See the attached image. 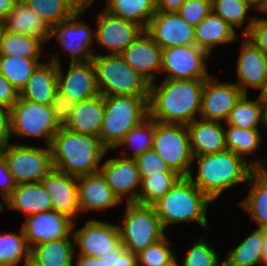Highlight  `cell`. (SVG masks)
Returning a JSON list of instances; mask_svg holds the SVG:
<instances>
[{"instance_id":"obj_14","label":"cell","mask_w":267,"mask_h":266,"mask_svg":"<svg viewBox=\"0 0 267 266\" xmlns=\"http://www.w3.org/2000/svg\"><path fill=\"white\" fill-rule=\"evenodd\" d=\"M194 30L177 12L156 11L145 31L164 50L194 45Z\"/></svg>"},{"instance_id":"obj_9","label":"cell","mask_w":267,"mask_h":266,"mask_svg":"<svg viewBox=\"0 0 267 266\" xmlns=\"http://www.w3.org/2000/svg\"><path fill=\"white\" fill-rule=\"evenodd\" d=\"M15 183H36L53 169L49 147L9 144L1 149Z\"/></svg>"},{"instance_id":"obj_22","label":"cell","mask_w":267,"mask_h":266,"mask_svg":"<svg viewBox=\"0 0 267 266\" xmlns=\"http://www.w3.org/2000/svg\"><path fill=\"white\" fill-rule=\"evenodd\" d=\"M124 60L150 83L162 67V48L144 31L121 54ZM159 70V71H158Z\"/></svg>"},{"instance_id":"obj_23","label":"cell","mask_w":267,"mask_h":266,"mask_svg":"<svg viewBox=\"0 0 267 266\" xmlns=\"http://www.w3.org/2000/svg\"><path fill=\"white\" fill-rule=\"evenodd\" d=\"M77 190L80 212L104 210L121 203L100 171L77 177Z\"/></svg>"},{"instance_id":"obj_8","label":"cell","mask_w":267,"mask_h":266,"mask_svg":"<svg viewBox=\"0 0 267 266\" xmlns=\"http://www.w3.org/2000/svg\"><path fill=\"white\" fill-rule=\"evenodd\" d=\"M153 149L180 177L189 175L193 154L186 125L154 121Z\"/></svg>"},{"instance_id":"obj_63","label":"cell","mask_w":267,"mask_h":266,"mask_svg":"<svg viewBox=\"0 0 267 266\" xmlns=\"http://www.w3.org/2000/svg\"><path fill=\"white\" fill-rule=\"evenodd\" d=\"M265 128H267V106H266V109H265V115H264V122H263Z\"/></svg>"},{"instance_id":"obj_12","label":"cell","mask_w":267,"mask_h":266,"mask_svg":"<svg viewBox=\"0 0 267 266\" xmlns=\"http://www.w3.org/2000/svg\"><path fill=\"white\" fill-rule=\"evenodd\" d=\"M81 13L76 11L69 18L51 26L49 30L48 38L56 36L65 51L70 53L71 63L90 62L95 56L93 50L89 49L95 33L88 25L77 21Z\"/></svg>"},{"instance_id":"obj_29","label":"cell","mask_w":267,"mask_h":266,"mask_svg":"<svg viewBox=\"0 0 267 266\" xmlns=\"http://www.w3.org/2000/svg\"><path fill=\"white\" fill-rule=\"evenodd\" d=\"M195 44L209 55L215 45L235 40V30L219 15L211 11L194 30Z\"/></svg>"},{"instance_id":"obj_45","label":"cell","mask_w":267,"mask_h":266,"mask_svg":"<svg viewBox=\"0 0 267 266\" xmlns=\"http://www.w3.org/2000/svg\"><path fill=\"white\" fill-rule=\"evenodd\" d=\"M135 161L141 179L151 175H160V173H175L168 167L154 149L147 150L143 154L137 156Z\"/></svg>"},{"instance_id":"obj_35","label":"cell","mask_w":267,"mask_h":266,"mask_svg":"<svg viewBox=\"0 0 267 266\" xmlns=\"http://www.w3.org/2000/svg\"><path fill=\"white\" fill-rule=\"evenodd\" d=\"M266 104L261 95L256 100H249L243 94L229 112L226 124L244 129H258V124L264 122Z\"/></svg>"},{"instance_id":"obj_53","label":"cell","mask_w":267,"mask_h":266,"mask_svg":"<svg viewBox=\"0 0 267 266\" xmlns=\"http://www.w3.org/2000/svg\"><path fill=\"white\" fill-rule=\"evenodd\" d=\"M187 0H156V10L159 12H177Z\"/></svg>"},{"instance_id":"obj_30","label":"cell","mask_w":267,"mask_h":266,"mask_svg":"<svg viewBox=\"0 0 267 266\" xmlns=\"http://www.w3.org/2000/svg\"><path fill=\"white\" fill-rule=\"evenodd\" d=\"M265 229L257 228L236 248L229 251L224 266H254L263 264Z\"/></svg>"},{"instance_id":"obj_2","label":"cell","mask_w":267,"mask_h":266,"mask_svg":"<svg viewBox=\"0 0 267 266\" xmlns=\"http://www.w3.org/2000/svg\"><path fill=\"white\" fill-rule=\"evenodd\" d=\"M49 149L53 168L74 177L98 172L99 162L107 153L98 137L78 134L60 127Z\"/></svg>"},{"instance_id":"obj_42","label":"cell","mask_w":267,"mask_h":266,"mask_svg":"<svg viewBox=\"0 0 267 266\" xmlns=\"http://www.w3.org/2000/svg\"><path fill=\"white\" fill-rule=\"evenodd\" d=\"M154 140V120L149 116L143 120L140 124L131 129L115 148L117 149L120 145H135L132 158L135 159L137 156L143 154L145 151L153 149ZM137 146V147H136Z\"/></svg>"},{"instance_id":"obj_58","label":"cell","mask_w":267,"mask_h":266,"mask_svg":"<svg viewBox=\"0 0 267 266\" xmlns=\"http://www.w3.org/2000/svg\"><path fill=\"white\" fill-rule=\"evenodd\" d=\"M263 265L267 266V230L265 229L264 258Z\"/></svg>"},{"instance_id":"obj_28","label":"cell","mask_w":267,"mask_h":266,"mask_svg":"<svg viewBox=\"0 0 267 266\" xmlns=\"http://www.w3.org/2000/svg\"><path fill=\"white\" fill-rule=\"evenodd\" d=\"M2 28L8 32L38 37L44 42L49 40L50 27L21 0L8 13Z\"/></svg>"},{"instance_id":"obj_39","label":"cell","mask_w":267,"mask_h":266,"mask_svg":"<svg viewBox=\"0 0 267 266\" xmlns=\"http://www.w3.org/2000/svg\"><path fill=\"white\" fill-rule=\"evenodd\" d=\"M259 129H244L228 125L227 131L224 130L226 150L245 157L248 153H253L259 148L261 134Z\"/></svg>"},{"instance_id":"obj_62","label":"cell","mask_w":267,"mask_h":266,"mask_svg":"<svg viewBox=\"0 0 267 266\" xmlns=\"http://www.w3.org/2000/svg\"><path fill=\"white\" fill-rule=\"evenodd\" d=\"M262 99H263V102L266 104L267 106V86H266V89L260 94Z\"/></svg>"},{"instance_id":"obj_19","label":"cell","mask_w":267,"mask_h":266,"mask_svg":"<svg viewBox=\"0 0 267 266\" xmlns=\"http://www.w3.org/2000/svg\"><path fill=\"white\" fill-rule=\"evenodd\" d=\"M74 244L80 246L79 255L101 257L114 250L120 243L118 225L95 219L89 220L80 230L73 233Z\"/></svg>"},{"instance_id":"obj_41","label":"cell","mask_w":267,"mask_h":266,"mask_svg":"<svg viewBox=\"0 0 267 266\" xmlns=\"http://www.w3.org/2000/svg\"><path fill=\"white\" fill-rule=\"evenodd\" d=\"M49 27L69 18L76 11L65 0H21Z\"/></svg>"},{"instance_id":"obj_40","label":"cell","mask_w":267,"mask_h":266,"mask_svg":"<svg viewBox=\"0 0 267 266\" xmlns=\"http://www.w3.org/2000/svg\"><path fill=\"white\" fill-rule=\"evenodd\" d=\"M253 6L258 10L255 0H212V11L226 21L234 30L244 25L247 12Z\"/></svg>"},{"instance_id":"obj_7","label":"cell","mask_w":267,"mask_h":266,"mask_svg":"<svg viewBox=\"0 0 267 266\" xmlns=\"http://www.w3.org/2000/svg\"><path fill=\"white\" fill-rule=\"evenodd\" d=\"M120 225L123 226H118L121 244L135 255L166 236L154 207L150 205L127 203Z\"/></svg>"},{"instance_id":"obj_57","label":"cell","mask_w":267,"mask_h":266,"mask_svg":"<svg viewBox=\"0 0 267 266\" xmlns=\"http://www.w3.org/2000/svg\"><path fill=\"white\" fill-rule=\"evenodd\" d=\"M250 164L255 169L259 170L267 178V158L265 159V163L257 161V162H253V163H250Z\"/></svg>"},{"instance_id":"obj_60","label":"cell","mask_w":267,"mask_h":266,"mask_svg":"<svg viewBox=\"0 0 267 266\" xmlns=\"http://www.w3.org/2000/svg\"><path fill=\"white\" fill-rule=\"evenodd\" d=\"M258 5V10L267 13V0H262Z\"/></svg>"},{"instance_id":"obj_48","label":"cell","mask_w":267,"mask_h":266,"mask_svg":"<svg viewBox=\"0 0 267 266\" xmlns=\"http://www.w3.org/2000/svg\"><path fill=\"white\" fill-rule=\"evenodd\" d=\"M51 106L55 122L59 127H65L76 106V102L57 90Z\"/></svg>"},{"instance_id":"obj_36","label":"cell","mask_w":267,"mask_h":266,"mask_svg":"<svg viewBox=\"0 0 267 266\" xmlns=\"http://www.w3.org/2000/svg\"><path fill=\"white\" fill-rule=\"evenodd\" d=\"M40 64L39 59L7 57L0 55V73L20 92L33 71Z\"/></svg>"},{"instance_id":"obj_65","label":"cell","mask_w":267,"mask_h":266,"mask_svg":"<svg viewBox=\"0 0 267 266\" xmlns=\"http://www.w3.org/2000/svg\"><path fill=\"white\" fill-rule=\"evenodd\" d=\"M258 4L262 1V0H255Z\"/></svg>"},{"instance_id":"obj_56","label":"cell","mask_w":267,"mask_h":266,"mask_svg":"<svg viewBox=\"0 0 267 266\" xmlns=\"http://www.w3.org/2000/svg\"><path fill=\"white\" fill-rule=\"evenodd\" d=\"M75 11L84 12L94 3V0H65Z\"/></svg>"},{"instance_id":"obj_25","label":"cell","mask_w":267,"mask_h":266,"mask_svg":"<svg viewBox=\"0 0 267 266\" xmlns=\"http://www.w3.org/2000/svg\"><path fill=\"white\" fill-rule=\"evenodd\" d=\"M186 126L193 156L209 155L226 150L225 129L220 122L196 119Z\"/></svg>"},{"instance_id":"obj_10","label":"cell","mask_w":267,"mask_h":266,"mask_svg":"<svg viewBox=\"0 0 267 266\" xmlns=\"http://www.w3.org/2000/svg\"><path fill=\"white\" fill-rule=\"evenodd\" d=\"M11 110V133L24 137L45 138L50 146L60 127L54 120L51 105H42L19 97Z\"/></svg>"},{"instance_id":"obj_49","label":"cell","mask_w":267,"mask_h":266,"mask_svg":"<svg viewBox=\"0 0 267 266\" xmlns=\"http://www.w3.org/2000/svg\"><path fill=\"white\" fill-rule=\"evenodd\" d=\"M101 258L107 266H138L136 255L128 251L121 243Z\"/></svg>"},{"instance_id":"obj_55","label":"cell","mask_w":267,"mask_h":266,"mask_svg":"<svg viewBox=\"0 0 267 266\" xmlns=\"http://www.w3.org/2000/svg\"><path fill=\"white\" fill-rule=\"evenodd\" d=\"M18 0H0V26L3 25L8 13L14 8Z\"/></svg>"},{"instance_id":"obj_1","label":"cell","mask_w":267,"mask_h":266,"mask_svg":"<svg viewBox=\"0 0 267 266\" xmlns=\"http://www.w3.org/2000/svg\"><path fill=\"white\" fill-rule=\"evenodd\" d=\"M204 81L163 79L160 86L151 83L148 116L163 124H190L201 110Z\"/></svg>"},{"instance_id":"obj_64","label":"cell","mask_w":267,"mask_h":266,"mask_svg":"<svg viewBox=\"0 0 267 266\" xmlns=\"http://www.w3.org/2000/svg\"><path fill=\"white\" fill-rule=\"evenodd\" d=\"M0 211H3L2 203H0Z\"/></svg>"},{"instance_id":"obj_15","label":"cell","mask_w":267,"mask_h":266,"mask_svg":"<svg viewBox=\"0 0 267 266\" xmlns=\"http://www.w3.org/2000/svg\"><path fill=\"white\" fill-rule=\"evenodd\" d=\"M99 171L121 202L125 196L127 203H137L141 178L135 159L127 155L111 158L105 161Z\"/></svg>"},{"instance_id":"obj_32","label":"cell","mask_w":267,"mask_h":266,"mask_svg":"<svg viewBox=\"0 0 267 266\" xmlns=\"http://www.w3.org/2000/svg\"><path fill=\"white\" fill-rule=\"evenodd\" d=\"M251 191L242 201L241 206L250 214V218L256 222L258 228L267 230V178L255 170L249 180Z\"/></svg>"},{"instance_id":"obj_18","label":"cell","mask_w":267,"mask_h":266,"mask_svg":"<svg viewBox=\"0 0 267 266\" xmlns=\"http://www.w3.org/2000/svg\"><path fill=\"white\" fill-rule=\"evenodd\" d=\"M50 61L58 64V90L70 100L77 103L100 94L93 61L70 63L66 76L57 56Z\"/></svg>"},{"instance_id":"obj_17","label":"cell","mask_w":267,"mask_h":266,"mask_svg":"<svg viewBox=\"0 0 267 266\" xmlns=\"http://www.w3.org/2000/svg\"><path fill=\"white\" fill-rule=\"evenodd\" d=\"M74 225L69 217L51 210L26 217L22 230L32 249L43 242L70 237Z\"/></svg>"},{"instance_id":"obj_51","label":"cell","mask_w":267,"mask_h":266,"mask_svg":"<svg viewBox=\"0 0 267 266\" xmlns=\"http://www.w3.org/2000/svg\"><path fill=\"white\" fill-rule=\"evenodd\" d=\"M19 99V91L0 73V105L11 108Z\"/></svg>"},{"instance_id":"obj_61","label":"cell","mask_w":267,"mask_h":266,"mask_svg":"<svg viewBox=\"0 0 267 266\" xmlns=\"http://www.w3.org/2000/svg\"><path fill=\"white\" fill-rule=\"evenodd\" d=\"M162 266H179L178 262L176 261L175 257L169 261L168 263L162 265Z\"/></svg>"},{"instance_id":"obj_27","label":"cell","mask_w":267,"mask_h":266,"mask_svg":"<svg viewBox=\"0 0 267 266\" xmlns=\"http://www.w3.org/2000/svg\"><path fill=\"white\" fill-rule=\"evenodd\" d=\"M103 116L104 96L99 94L77 102L65 128L78 134L99 138Z\"/></svg>"},{"instance_id":"obj_6","label":"cell","mask_w":267,"mask_h":266,"mask_svg":"<svg viewBox=\"0 0 267 266\" xmlns=\"http://www.w3.org/2000/svg\"><path fill=\"white\" fill-rule=\"evenodd\" d=\"M92 61L102 96H149L151 83L120 54L95 55Z\"/></svg>"},{"instance_id":"obj_52","label":"cell","mask_w":267,"mask_h":266,"mask_svg":"<svg viewBox=\"0 0 267 266\" xmlns=\"http://www.w3.org/2000/svg\"><path fill=\"white\" fill-rule=\"evenodd\" d=\"M11 134V110L0 105V149L10 144Z\"/></svg>"},{"instance_id":"obj_21","label":"cell","mask_w":267,"mask_h":266,"mask_svg":"<svg viewBox=\"0 0 267 266\" xmlns=\"http://www.w3.org/2000/svg\"><path fill=\"white\" fill-rule=\"evenodd\" d=\"M42 184L49 193L52 209L71 220L80 212L77 177L52 169L42 180Z\"/></svg>"},{"instance_id":"obj_50","label":"cell","mask_w":267,"mask_h":266,"mask_svg":"<svg viewBox=\"0 0 267 266\" xmlns=\"http://www.w3.org/2000/svg\"><path fill=\"white\" fill-rule=\"evenodd\" d=\"M17 184L15 183L13 176L9 171L7 162L2 156H0V196L5 201L16 188ZM1 203V201H0Z\"/></svg>"},{"instance_id":"obj_33","label":"cell","mask_w":267,"mask_h":266,"mask_svg":"<svg viewBox=\"0 0 267 266\" xmlns=\"http://www.w3.org/2000/svg\"><path fill=\"white\" fill-rule=\"evenodd\" d=\"M109 14L135 22L147 29L156 10V0H108Z\"/></svg>"},{"instance_id":"obj_4","label":"cell","mask_w":267,"mask_h":266,"mask_svg":"<svg viewBox=\"0 0 267 266\" xmlns=\"http://www.w3.org/2000/svg\"><path fill=\"white\" fill-rule=\"evenodd\" d=\"M212 201L188 177H180L152 206L166 229L169 224L196 221L207 227V207Z\"/></svg>"},{"instance_id":"obj_13","label":"cell","mask_w":267,"mask_h":266,"mask_svg":"<svg viewBox=\"0 0 267 266\" xmlns=\"http://www.w3.org/2000/svg\"><path fill=\"white\" fill-rule=\"evenodd\" d=\"M97 43L108 49L109 54H121L145 29L132 21L113 16L103 10L97 16Z\"/></svg>"},{"instance_id":"obj_3","label":"cell","mask_w":267,"mask_h":266,"mask_svg":"<svg viewBox=\"0 0 267 266\" xmlns=\"http://www.w3.org/2000/svg\"><path fill=\"white\" fill-rule=\"evenodd\" d=\"M198 161L195 179L192 171L187 176L212 202L226 189L243 182H249L251 174L256 170L241 156L230 150L193 156Z\"/></svg>"},{"instance_id":"obj_44","label":"cell","mask_w":267,"mask_h":266,"mask_svg":"<svg viewBox=\"0 0 267 266\" xmlns=\"http://www.w3.org/2000/svg\"><path fill=\"white\" fill-rule=\"evenodd\" d=\"M218 261L215 250L200 238L187 252L183 266H224Z\"/></svg>"},{"instance_id":"obj_43","label":"cell","mask_w":267,"mask_h":266,"mask_svg":"<svg viewBox=\"0 0 267 266\" xmlns=\"http://www.w3.org/2000/svg\"><path fill=\"white\" fill-rule=\"evenodd\" d=\"M169 245V240L165 236L155 244L139 252L136 255L138 266H162L171 261L175 256L168 248Z\"/></svg>"},{"instance_id":"obj_47","label":"cell","mask_w":267,"mask_h":266,"mask_svg":"<svg viewBox=\"0 0 267 266\" xmlns=\"http://www.w3.org/2000/svg\"><path fill=\"white\" fill-rule=\"evenodd\" d=\"M248 21L249 23L241 36H245L267 55V18H249L248 16Z\"/></svg>"},{"instance_id":"obj_59","label":"cell","mask_w":267,"mask_h":266,"mask_svg":"<svg viewBox=\"0 0 267 266\" xmlns=\"http://www.w3.org/2000/svg\"><path fill=\"white\" fill-rule=\"evenodd\" d=\"M24 263H25L24 266H40L39 263L36 260H34L31 256L27 260H25Z\"/></svg>"},{"instance_id":"obj_38","label":"cell","mask_w":267,"mask_h":266,"mask_svg":"<svg viewBox=\"0 0 267 266\" xmlns=\"http://www.w3.org/2000/svg\"><path fill=\"white\" fill-rule=\"evenodd\" d=\"M20 235L16 233L0 234V266H16L21 259L31 256V249L21 228Z\"/></svg>"},{"instance_id":"obj_20","label":"cell","mask_w":267,"mask_h":266,"mask_svg":"<svg viewBox=\"0 0 267 266\" xmlns=\"http://www.w3.org/2000/svg\"><path fill=\"white\" fill-rule=\"evenodd\" d=\"M241 48L237 63V76L240 81L235 84L244 94L248 93L250 87L261 89V94L267 86V55L246 37Z\"/></svg>"},{"instance_id":"obj_37","label":"cell","mask_w":267,"mask_h":266,"mask_svg":"<svg viewBox=\"0 0 267 266\" xmlns=\"http://www.w3.org/2000/svg\"><path fill=\"white\" fill-rule=\"evenodd\" d=\"M180 178L176 173H160L141 179L138 204L152 206L161 199Z\"/></svg>"},{"instance_id":"obj_16","label":"cell","mask_w":267,"mask_h":266,"mask_svg":"<svg viewBox=\"0 0 267 266\" xmlns=\"http://www.w3.org/2000/svg\"><path fill=\"white\" fill-rule=\"evenodd\" d=\"M244 93L235 83H220L209 77L204 81L200 114L203 120H227L229 112Z\"/></svg>"},{"instance_id":"obj_11","label":"cell","mask_w":267,"mask_h":266,"mask_svg":"<svg viewBox=\"0 0 267 266\" xmlns=\"http://www.w3.org/2000/svg\"><path fill=\"white\" fill-rule=\"evenodd\" d=\"M208 57L196 44L166 48L162 50L161 72H167L164 79L206 80L210 77L205 62Z\"/></svg>"},{"instance_id":"obj_26","label":"cell","mask_w":267,"mask_h":266,"mask_svg":"<svg viewBox=\"0 0 267 266\" xmlns=\"http://www.w3.org/2000/svg\"><path fill=\"white\" fill-rule=\"evenodd\" d=\"M9 209L23 211L26 217L51 211V197L42 182L18 184L4 201Z\"/></svg>"},{"instance_id":"obj_54","label":"cell","mask_w":267,"mask_h":266,"mask_svg":"<svg viewBox=\"0 0 267 266\" xmlns=\"http://www.w3.org/2000/svg\"><path fill=\"white\" fill-rule=\"evenodd\" d=\"M76 266H107L101 257H88L79 255Z\"/></svg>"},{"instance_id":"obj_5","label":"cell","mask_w":267,"mask_h":266,"mask_svg":"<svg viewBox=\"0 0 267 266\" xmlns=\"http://www.w3.org/2000/svg\"><path fill=\"white\" fill-rule=\"evenodd\" d=\"M149 96H104V116L99 139L115 149L124 136L148 117Z\"/></svg>"},{"instance_id":"obj_24","label":"cell","mask_w":267,"mask_h":266,"mask_svg":"<svg viewBox=\"0 0 267 266\" xmlns=\"http://www.w3.org/2000/svg\"><path fill=\"white\" fill-rule=\"evenodd\" d=\"M58 90V64L40 63L33 71L19 97L42 105H51Z\"/></svg>"},{"instance_id":"obj_46","label":"cell","mask_w":267,"mask_h":266,"mask_svg":"<svg viewBox=\"0 0 267 266\" xmlns=\"http://www.w3.org/2000/svg\"><path fill=\"white\" fill-rule=\"evenodd\" d=\"M212 11V0H187L177 13L194 28Z\"/></svg>"},{"instance_id":"obj_34","label":"cell","mask_w":267,"mask_h":266,"mask_svg":"<svg viewBox=\"0 0 267 266\" xmlns=\"http://www.w3.org/2000/svg\"><path fill=\"white\" fill-rule=\"evenodd\" d=\"M44 41L38 37L21 35L0 29V55L7 57H23L40 59Z\"/></svg>"},{"instance_id":"obj_31","label":"cell","mask_w":267,"mask_h":266,"mask_svg":"<svg viewBox=\"0 0 267 266\" xmlns=\"http://www.w3.org/2000/svg\"><path fill=\"white\" fill-rule=\"evenodd\" d=\"M75 245L69 237L40 243L31 249V257L40 266H72Z\"/></svg>"}]
</instances>
